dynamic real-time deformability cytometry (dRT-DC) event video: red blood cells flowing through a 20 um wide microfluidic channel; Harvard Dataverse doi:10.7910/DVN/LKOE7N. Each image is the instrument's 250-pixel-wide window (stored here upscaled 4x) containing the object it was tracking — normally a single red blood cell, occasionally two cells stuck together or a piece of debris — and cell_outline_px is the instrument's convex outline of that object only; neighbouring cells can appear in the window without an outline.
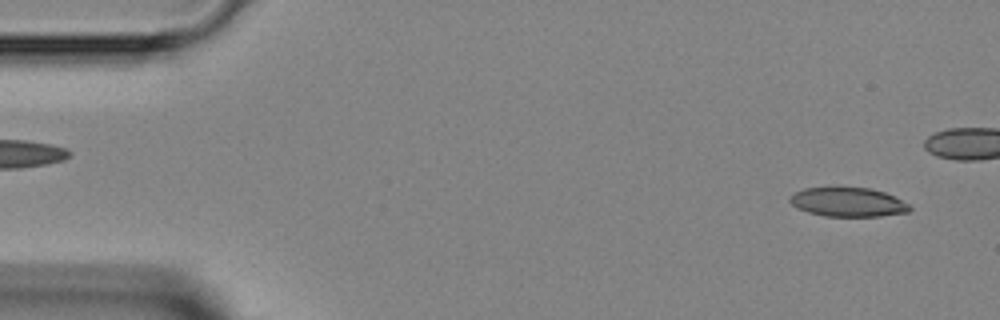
{"species": "Egyptian fruit bat (a non-hibernating species)", "species_latin": "Rousettus aegyptiacus", "temperature_condition": "room temperature", "stored_images_in_passage": 36, "camera_frame_rate_fps": 3000, "um_per_image_px": 0.085, "animal": {"sex": "female"}, "frame": {"image": 1, "passage_image": 1, "time_ms": 0.0, "image_size_px": [1000, 320], "cell_outline_px": [[912, 208], [908, 212], [880, 216], [824, 216], [808, 212], [796, 208], [788, 200], [788, 196], [804, 188], [872, 188], [884, 192], [908, 204]], "centroid_in_image_um": [72.04, 17.19], "position_along_channel_um": 13.0, "area_um2": 20.17}}
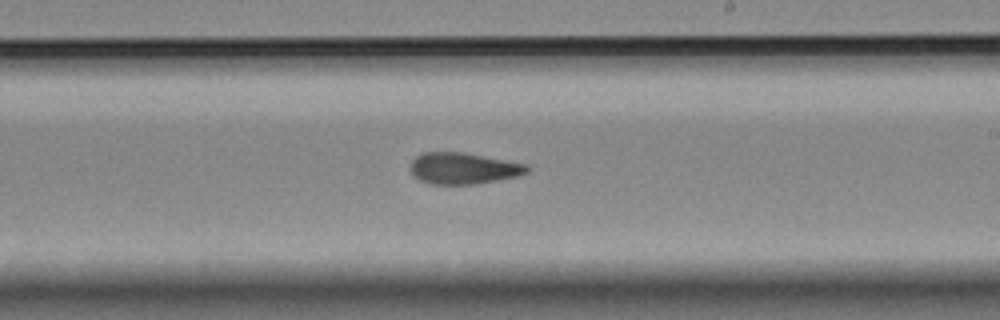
{"frame": {"image": 2, "passage_image": 25, "time_ms": 8.0, "image_size_px": [1000, 320], "cell_outline_px": [[528, 172], [516, 176], [496, 180], [472, 184], [432, 184], [420, 180], [412, 176], [412, 160], [416, 156], [424, 152], [464, 152], [528, 164]], "centroid_in_image_um": [39.38, 14.3], "position_along_channel_um": 249.6, "area_um2": 21.15}}
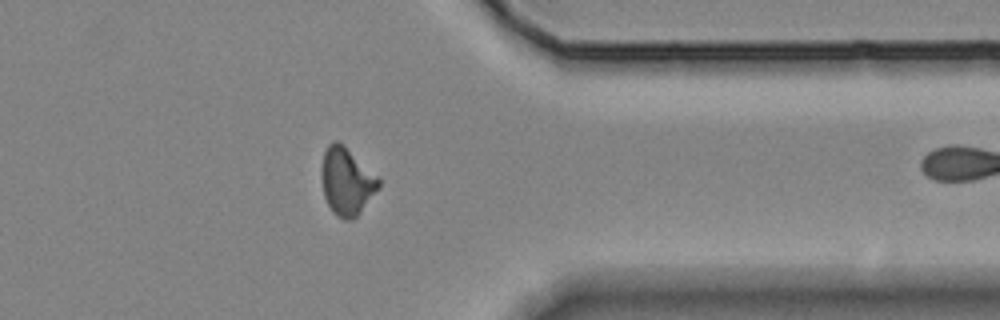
{"frame": {"image": 3, "passage_image": 35, "time_ms": 11.333, "image_size_px": [1000, 320], "cell_outline_px": [[380, 184], [356, 216], [352, 220], [344, 220], [336, 216], [332, 212], [324, 196], [320, 172], [324, 152], [328, 144], [332, 140], [336, 140], [344, 144], [380, 180]], "centroid_in_image_um": [29.4, 15.39], "position_along_channel_um": 382.0, "area_um2": 22.14}}